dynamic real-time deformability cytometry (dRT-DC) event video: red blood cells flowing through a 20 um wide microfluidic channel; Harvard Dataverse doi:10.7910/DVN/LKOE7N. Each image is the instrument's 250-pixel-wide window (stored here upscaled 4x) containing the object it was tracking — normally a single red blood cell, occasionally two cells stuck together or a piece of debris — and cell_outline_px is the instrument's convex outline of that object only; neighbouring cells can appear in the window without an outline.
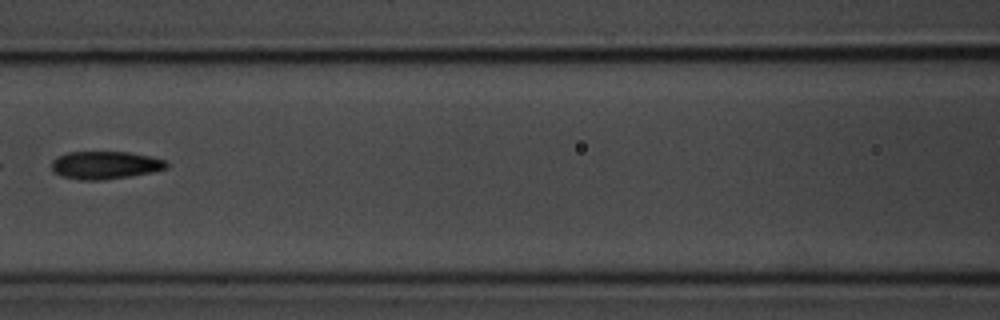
{"species": "common noctule bat (a hibernating species)", "species_latin": "Nyctalus noctula", "temperature_condition": "room temperature", "stored_images_in_passage": 7, "camera_frame_rate_fps": 3000, "um_per_image_px": 0.085, "animal": {"sex": "male", "body_mass_g": 20.1, "forearm_length_mm": 53.5}, "frame": {"image": 1, "passage_image": 7, "time_ms": 7.333, "image_size_px": [1000, 320], "cell_outline_px": [[168, 168], [152, 172], [104, 180], [80, 180], [60, 176], [52, 172], [52, 160], [56, 156], [68, 152], [128, 152], [148, 156], [164, 160], [168, 164]], "centroid_in_image_um": [8.88, 14.04], "position_along_channel_um": 157.7, "area_um2": 18.67}}